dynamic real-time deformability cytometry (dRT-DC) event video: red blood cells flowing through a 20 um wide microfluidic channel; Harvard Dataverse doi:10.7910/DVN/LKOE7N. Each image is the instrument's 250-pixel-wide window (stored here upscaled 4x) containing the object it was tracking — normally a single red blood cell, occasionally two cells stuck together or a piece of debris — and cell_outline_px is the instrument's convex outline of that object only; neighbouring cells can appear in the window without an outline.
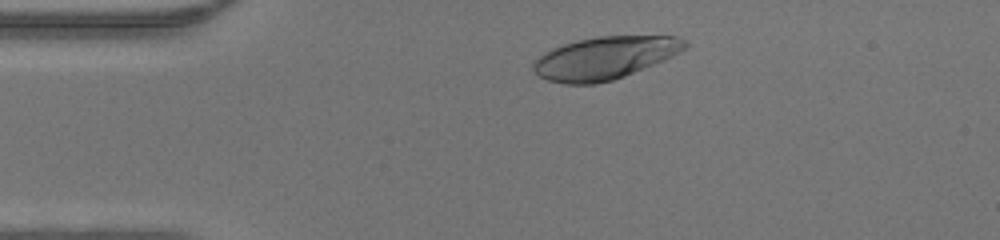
{"species": "human", "species_latin": "Homo sapiens", "temperature_condition": "warm", "stored_images_in_passage": 40, "camera_frame_rate_fps": 3000, "um_per_image_px": 0.085, "donor": {"sex": "male"}, "frame": {"image": 1, "passage_image": 3, "time_ms": 0.667, "image_size_px": [1000, 240], "cell_outline_px": [[688, 48], [672, 56], [624, 76], [612, 80], [596, 84], [564, 84], [548, 80], [540, 76], [532, 68], [532, 64], [544, 52], [552, 48], [576, 40], [600, 36], [676, 36], [684, 40], [688, 44]], "centroid_in_image_um": [51.4, 4.92], "position_along_channel_um": 33.6, "area_um2": 37.4}}
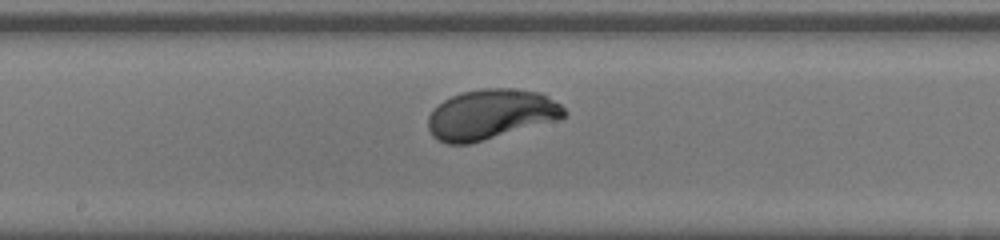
{"frame": {"image": 2, "passage_image": 18, "time_ms": 5.667, "image_size_px": [1000, 240], "cell_outline_px": [[568, 112], [564, 116], [556, 120], [468, 144], [448, 144], [436, 140], [432, 136], [428, 128], [428, 116], [444, 100], [452, 96], [464, 92], [480, 88], [512, 88], [540, 92], [560, 104]], "centroid_in_image_um": [41.7, 9.72], "position_along_channel_um": 206.5, "area_um2": 39.3}}
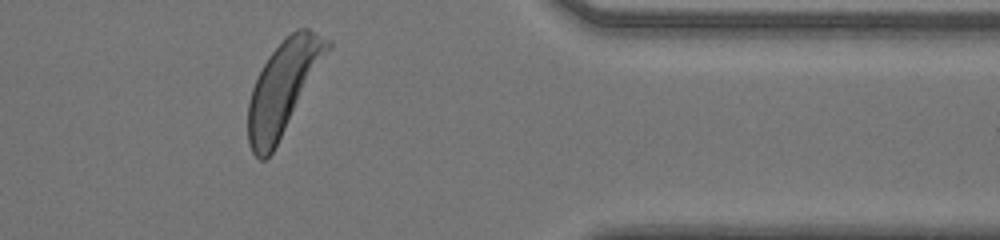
{"frame": {"image": 3, "passage_image": 32, "time_ms": 10.333, "image_size_px": [1000, 240], "cell_outline_px": [[332, 44], [272, 152], [264, 160], [260, 160], [252, 152], [248, 144], [248, 100], [252, 88], [268, 56], [296, 28], [308, 28], [332, 40]], "centroid_in_image_um": [24.05, 7.43], "position_along_channel_um": 387.4, "area_um2": 41.56}}